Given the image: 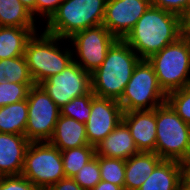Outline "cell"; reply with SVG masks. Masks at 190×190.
I'll return each instance as SVG.
<instances>
[{"mask_svg": "<svg viewBox=\"0 0 190 190\" xmlns=\"http://www.w3.org/2000/svg\"><path fill=\"white\" fill-rule=\"evenodd\" d=\"M181 36L182 17L150 6L123 40L141 59H149Z\"/></svg>", "mask_w": 190, "mask_h": 190, "instance_id": "1", "label": "cell"}, {"mask_svg": "<svg viewBox=\"0 0 190 190\" xmlns=\"http://www.w3.org/2000/svg\"><path fill=\"white\" fill-rule=\"evenodd\" d=\"M140 60L124 40L118 39L109 48L102 65L91 74L94 95L119 101Z\"/></svg>", "mask_w": 190, "mask_h": 190, "instance_id": "2", "label": "cell"}, {"mask_svg": "<svg viewBox=\"0 0 190 190\" xmlns=\"http://www.w3.org/2000/svg\"><path fill=\"white\" fill-rule=\"evenodd\" d=\"M107 0H64L47 20L46 33L68 39L76 32L102 25Z\"/></svg>", "mask_w": 190, "mask_h": 190, "instance_id": "3", "label": "cell"}, {"mask_svg": "<svg viewBox=\"0 0 190 190\" xmlns=\"http://www.w3.org/2000/svg\"><path fill=\"white\" fill-rule=\"evenodd\" d=\"M155 153L162 160L178 162L190 157V125L167 102L156 108Z\"/></svg>", "mask_w": 190, "mask_h": 190, "instance_id": "4", "label": "cell"}, {"mask_svg": "<svg viewBox=\"0 0 190 190\" xmlns=\"http://www.w3.org/2000/svg\"><path fill=\"white\" fill-rule=\"evenodd\" d=\"M153 66L159 86L168 94L190 85V40L181 36L147 59Z\"/></svg>", "mask_w": 190, "mask_h": 190, "instance_id": "5", "label": "cell"}, {"mask_svg": "<svg viewBox=\"0 0 190 190\" xmlns=\"http://www.w3.org/2000/svg\"><path fill=\"white\" fill-rule=\"evenodd\" d=\"M33 34L25 47V58L29 73L35 84H40L50 76L61 73L74 59L70 49L63 52L56 46L59 37L46 33ZM64 53V54H63Z\"/></svg>", "mask_w": 190, "mask_h": 190, "instance_id": "6", "label": "cell"}, {"mask_svg": "<svg viewBox=\"0 0 190 190\" xmlns=\"http://www.w3.org/2000/svg\"><path fill=\"white\" fill-rule=\"evenodd\" d=\"M166 98L152 64L147 59H141L118 103L123 112L152 110L165 103Z\"/></svg>", "mask_w": 190, "mask_h": 190, "instance_id": "7", "label": "cell"}, {"mask_svg": "<svg viewBox=\"0 0 190 190\" xmlns=\"http://www.w3.org/2000/svg\"><path fill=\"white\" fill-rule=\"evenodd\" d=\"M21 175L39 190H47L65 178L61 151L48 141L30 142Z\"/></svg>", "mask_w": 190, "mask_h": 190, "instance_id": "8", "label": "cell"}, {"mask_svg": "<svg viewBox=\"0 0 190 190\" xmlns=\"http://www.w3.org/2000/svg\"><path fill=\"white\" fill-rule=\"evenodd\" d=\"M27 102L28 119L25 137L30 142L49 141L60 116V108L40 84H34L30 88Z\"/></svg>", "mask_w": 190, "mask_h": 190, "instance_id": "9", "label": "cell"}, {"mask_svg": "<svg viewBox=\"0 0 190 190\" xmlns=\"http://www.w3.org/2000/svg\"><path fill=\"white\" fill-rule=\"evenodd\" d=\"M68 40L73 42L77 56L80 57V62L75 59L74 61L86 72L92 74L102 65L109 48L118 39L102 24L76 32Z\"/></svg>", "mask_w": 190, "mask_h": 190, "instance_id": "10", "label": "cell"}, {"mask_svg": "<svg viewBox=\"0 0 190 190\" xmlns=\"http://www.w3.org/2000/svg\"><path fill=\"white\" fill-rule=\"evenodd\" d=\"M40 85L57 106L62 108L73 98L91 91V74L73 61L61 73L50 76Z\"/></svg>", "mask_w": 190, "mask_h": 190, "instance_id": "11", "label": "cell"}, {"mask_svg": "<svg viewBox=\"0 0 190 190\" xmlns=\"http://www.w3.org/2000/svg\"><path fill=\"white\" fill-rule=\"evenodd\" d=\"M150 6L151 0H107L102 24L123 40Z\"/></svg>", "mask_w": 190, "mask_h": 190, "instance_id": "12", "label": "cell"}, {"mask_svg": "<svg viewBox=\"0 0 190 190\" xmlns=\"http://www.w3.org/2000/svg\"><path fill=\"white\" fill-rule=\"evenodd\" d=\"M122 108L118 101L94 96L91 113L86 122V135L89 145H98L122 121Z\"/></svg>", "mask_w": 190, "mask_h": 190, "instance_id": "13", "label": "cell"}, {"mask_svg": "<svg viewBox=\"0 0 190 190\" xmlns=\"http://www.w3.org/2000/svg\"><path fill=\"white\" fill-rule=\"evenodd\" d=\"M122 121L127 125L139 152H155L156 108L123 112Z\"/></svg>", "mask_w": 190, "mask_h": 190, "instance_id": "14", "label": "cell"}, {"mask_svg": "<svg viewBox=\"0 0 190 190\" xmlns=\"http://www.w3.org/2000/svg\"><path fill=\"white\" fill-rule=\"evenodd\" d=\"M29 144L25 135L0 133V176L21 175Z\"/></svg>", "mask_w": 190, "mask_h": 190, "instance_id": "15", "label": "cell"}, {"mask_svg": "<svg viewBox=\"0 0 190 190\" xmlns=\"http://www.w3.org/2000/svg\"><path fill=\"white\" fill-rule=\"evenodd\" d=\"M96 155L127 160L138 148L127 125L120 121L115 129L95 146Z\"/></svg>", "mask_w": 190, "mask_h": 190, "instance_id": "16", "label": "cell"}, {"mask_svg": "<svg viewBox=\"0 0 190 190\" xmlns=\"http://www.w3.org/2000/svg\"><path fill=\"white\" fill-rule=\"evenodd\" d=\"M48 142L60 151L88 145L86 124L60 115Z\"/></svg>", "mask_w": 190, "mask_h": 190, "instance_id": "17", "label": "cell"}, {"mask_svg": "<svg viewBox=\"0 0 190 190\" xmlns=\"http://www.w3.org/2000/svg\"><path fill=\"white\" fill-rule=\"evenodd\" d=\"M161 161L155 152H138L125 160L124 190H138Z\"/></svg>", "mask_w": 190, "mask_h": 190, "instance_id": "18", "label": "cell"}, {"mask_svg": "<svg viewBox=\"0 0 190 190\" xmlns=\"http://www.w3.org/2000/svg\"><path fill=\"white\" fill-rule=\"evenodd\" d=\"M181 162L162 160L138 190H180Z\"/></svg>", "mask_w": 190, "mask_h": 190, "instance_id": "19", "label": "cell"}, {"mask_svg": "<svg viewBox=\"0 0 190 190\" xmlns=\"http://www.w3.org/2000/svg\"><path fill=\"white\" fill-rule=\"evenodd\" d=\"M36 28L0 26V60L22 56Z\"/></svg>", "mask_w": 190, "mask_h": 190, "instance_id": "20", "label": "cell"}, {"mask_svg": "<svg viewBox=\"0 0 190 190\" xmlns=\"http://www.w3.org/2000/svg\"><path fill=\"white\" fill-rule=\"evenodd\" d=\"M27 119V99L1 107L0 133L24 135Z\"/></svg>", "mask_w": 190, "mask_h": 190, "instance_id": "21", "label": "cell"}, {"mask_svg": "<svg viewBox=\"0 0 190 190\" xmlns=\"http://www.w3.org/2000/svg\"><path fill=\"white\" fill-rule=\"evenodd\" d=\"M32 13L20 0H0V26L36 28Z\"/></svg>", "mask_w": 190, "mask_h": 190, "instance_id": "22", "label": "cell"}, {"mask_svg": "<svg viewBox=\"0 0 190 190\" xmlns=\"http://www.w3.org/2000/svg\"><path fill=\"white\" fill-rule=\"evenodd\" d=\"M34 83L25 55L0 60V83Z\"/></svg>", "mask_w": 190, "mask_h": 190, "instance_id": "23", "label": "cell"}, {"mask_svg": "<svg viewBox=\"0 0 190 190\" xmlns=\"http://www.w3.org/2000/svg\"><path fill=\"white\" fill-rule=\"evenodd\" d=\"M65 177L73 178L78 171L92 160L95 155V147L85 145L61 151Z\"/></svg>", "mask_w": 190, "mask_h": 190, "instance_id": "24", "label": "cell"}, {"mask_svg": "<svg viewBox=\"0 0 190 190\" xmlns=\"http://www.w3.org/2000/svg\"><path fill=\"white\" fill-rule=\"evenodd\" d=\"M101 180L121 186L124 189L125 160L98 155Z\"/></svg>", "mask_w": 190, "mask_h": 190, "instance_id": "25", "label": "cell"}, {"mask_svg": "<svg viewBox=\"0 0 190 190\" xmlns=\"http://www.w3.org/2000/svg\"><path fill=\"white\" fill-rule=\"evenodd\" d=\"M92 90L80 97L73 98L60 108V115L77 120L86 124L91 113V101L94 97Z\"/></svg>", "mask_w": 190, "mask_h": 190, "instance_id": "26", "label": "cell"}, {"mask_svg": "<svg viewBox=\"0 0 190 190\" xmlns=\"http://www.w3.org/2000/svg\"><path fill=\"white\" fill-rule=\"evenodd\" d=\"M35 83H0V108L27 99L30 88Z\"/></svg>", "mask_w": 190, "mask_h": 190, "instance_id": "27", "label": "cell"}, {"mask_svg": "<svg viewBox=\"0 0 190 190\" xmlns=\"http://www.w3.org/2000/svg\"><path fill=\"white\" fill-rule=\"evenodd\" d=\"M166 102L190 125V85L167 94Z\"/></svg>", "mask_w": 190, "mask_h": 190, "instance_id": "28", "label": "cell"}, {"mask_svg": "<svg viewBox=\"0 0 190 190\" xmlns=\"http://www.w3.org/2000/svg\"><path fill=\"white\" fill-rule=\"evenodd\" d=\"M73 179L84 190H92L101 181L98 155H95L92 160L85 164Z\"/></svg>", "mask_w": 190, "mask_h": 190, "instance_id": "29", "label": "cell"}, {"mask_svg": "<svg viewBox=\"0 0 190 190\" xmlns=\"http://www.w3.org/2000/svg\"><path fill=\"white\" fill-rule=\"evenodd\" d=\"M0 190H39L23 175L0 176Z\"/></svg>", "mask_w": 190, "mask_h": 190, "instance_id": "30", "label": "cell"}, {"mask_svg": "<svg viewBox=\"0 0 190 190\" xmlns=\"http://www.w3.org/2000/svg\"><path fill=\"white\" fill-rule=\"evenodd\" d=\"M151 6L161 8L182 17L190 8V0H151Z\"/></svg>", "mask_w": 190, "mask_h": 190, "instance_id": "31", "label": "cell"}, {"mask_svg": "<svg viewBox=\"0 0 190 190\" xmlns=\"http://www.w3.org/2000/svg\"><path fill=\"white\" fill-rule=\"evenodd\" d=\"M63 1L64 0H36L35 13L46 16L49 20Z\"/></svg>", "mask_w": 190, "mask_h": 190, "instance_id": "32", "label": "cell"}, {"mask_svg": "<svg viewBox=\"0 0 190 190\" xmlns=\"http://www.w3.org/2000/svg\"><path fill=\"white\" fill-rule=\"evenodd\" d=\"M47 190H84L73 178H63Z\"/></svg>", "mask_w": 190, "mask_h": 190, "instance_id": "33", "label": "cell"}, {"mask_svg": "<svg viewBox=\"0 0 190 190\" xmlns=\"http://www.w3.org/2000/svg\"><path fill=\"white\" fill-rule=\"evenodd\" d=\"M182 36L190 40V8L182 16Z\"/></svg>", "mask_w": 190, "mask_h": 190, "instance_id": "34", "label": "cell"}, {"mask_svg": "<svg viewBox=\"0 0 190 190\" xmlns=\"http://www.w3.org/2000/svg\"><path fill=\"white\" fill-rule=\"evenodd\" d=\"M182 166V181L190 186V157L181 162Z\"/></svg>", "mask_w": 190, "mask_h": 190, "instance_id": "35", "label": "cell"}, {"mask_svg": "<svg viewBox=\"0 0 190 190\" xmlns=\"http://www.w3.org/2000/svg\"><path fill=\"white\" fill-rule=\"evenodd\" d=\"M92 190H124L121 186L101 180Z\"/></svg>", "mask_w": 190, "mask_h": 190, "instance_id": "36", "label": "cell"}, {"mask_svg": "<svg viewBox=\"0 0 190 190\" xmlns=\"http://www.w3.org/2000/svg\"><path fill=\"white\" fill-rule=\"evenodd\" d=\"M20 2L32 13L35 14L36 0H20Z\"/></svg>", "mask_w": 190, "mask_h": 190, "instance_id": "37", "label": "cell"}, {"mask_svg": "<svg viewBox=\"0 0 190 190\" xmlns=\"http://www.w3.org/2000/svg\"><path fill=\"white\" fill-rule=\"evenodd\" d=\"M180 190H190V186L186 185L183 181L180 185Z\"/></svg>", "mask_w": 190, "mask_h": 190, "instance_id": "38", "label": "cell"}]
</instances>
